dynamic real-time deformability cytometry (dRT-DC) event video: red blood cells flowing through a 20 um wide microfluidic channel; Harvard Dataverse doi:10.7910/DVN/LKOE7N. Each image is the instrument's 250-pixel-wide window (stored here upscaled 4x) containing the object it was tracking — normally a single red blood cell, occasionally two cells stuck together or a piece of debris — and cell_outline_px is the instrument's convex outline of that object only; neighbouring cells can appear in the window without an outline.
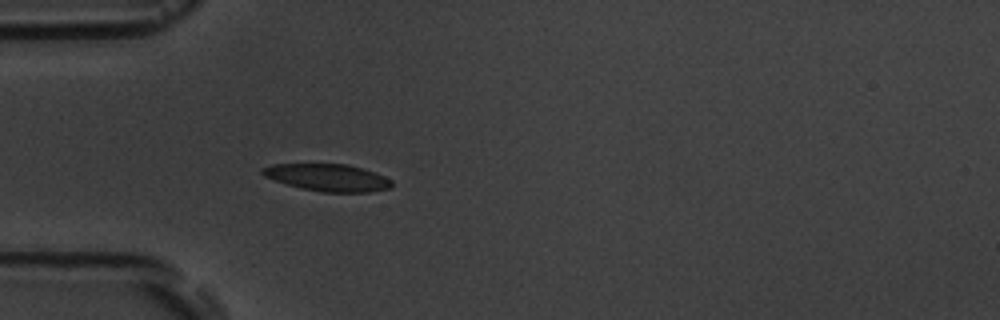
{"species": "common noctule bat (a hibernating species)", "species_latin": "Nyctalus noctula", "temperature_condition": "room temperature", "stored_images_in_passage": 4, "camera_frame_rate_fps": 3000, "um_per_image_px": 0.085, "animal": {"sex": "male", "body_mass_g": 19.5, "forearm_length_mm": 54.6}, "frame": {"image": 1, "passage_image": 4, "time_ms": 4.333, "image_size_px": [1000, 320], "cell_outline_px": [[392, 188], [368, 192], [320, 192], [300, 188], [264, 176], [260, 172], [260, 168], [272, 164], [348, 164], [384, 176], [392, 180]], "centroid_in_image_um": [27.84, 15.09], "position_along_channel_um": 57.2, "area_um2": 20.4}}